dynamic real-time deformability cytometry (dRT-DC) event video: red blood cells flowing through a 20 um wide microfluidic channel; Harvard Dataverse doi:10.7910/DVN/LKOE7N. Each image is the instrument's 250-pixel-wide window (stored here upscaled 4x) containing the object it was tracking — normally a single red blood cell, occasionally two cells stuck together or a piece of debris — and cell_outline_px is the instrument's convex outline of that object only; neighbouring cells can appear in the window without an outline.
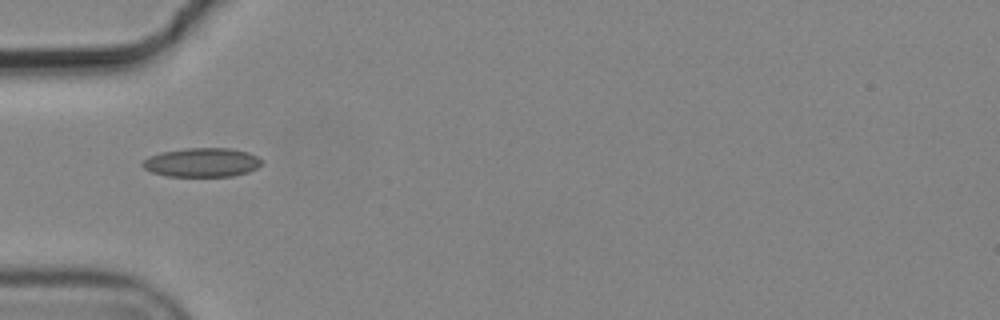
{"species": "common noctule bat (a hibernating species)", "species_latin": "Nyctalus noctula", "temperature_condition": "cold", "stored_images_in_passage": 1, "camera_frame_rate_fps": 3000, "um_per_image_px": 0.085, "animal": {"sex": "male", "body_mass_g": 19.2, "forearm_length_mm": 51.8}, "frame": {"image": 1, "passage_image": 1, "time_ms": 0.0, "image_size_px": [1000, 320], "cell_outline_px": [[264, 160], [256, 168], [248, 172], [232, 176], [168, 176], [152, 172], [144, 168], [140, 164], [148, 156], [160, 152], [184, 148], [232, 148], [248, 152]], "centroid_in_image_um": [17.15, 13.79], "position_along_channel_um": 67.8, "area_um2": 20.23}}